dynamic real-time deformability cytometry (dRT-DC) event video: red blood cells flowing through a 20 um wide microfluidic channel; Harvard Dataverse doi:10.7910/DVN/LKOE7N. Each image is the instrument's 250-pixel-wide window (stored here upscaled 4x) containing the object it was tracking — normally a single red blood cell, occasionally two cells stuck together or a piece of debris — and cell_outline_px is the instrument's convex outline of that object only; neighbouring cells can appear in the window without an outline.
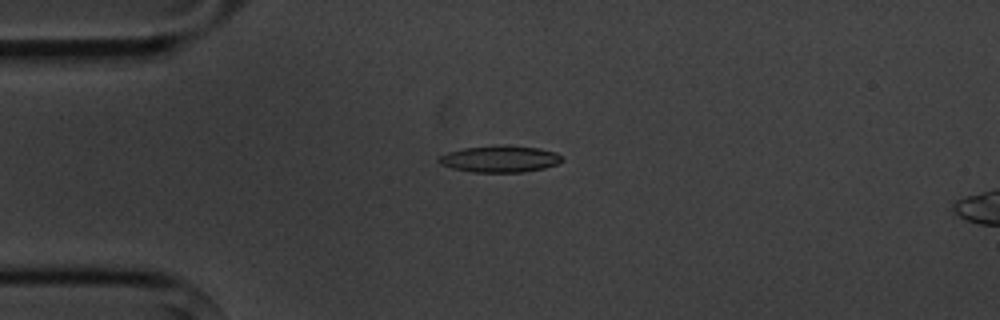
{"species": "common noctule bat (a hibernating species)", "species_latin": "Nyctalus noctula", "temperature_condition": "cold", "stored_images_in_passage": 7, "camera_frame_rate_fps": 3000, "um_per_image_px": 0.085, "animal": {"sex": "male", "body_mass_g": 20.1, "forearm_length_mm": 53.5}, "frame": {"image": 1, "passage_image": 1, "time_ms": 0.0, "image_size_px": [1000, 320], "cell_outline_px": [[564, 160], [556, 164], [544, 168], [524, 172], [472, 172], [452, 168], [440, 164], [436, 160], [440, 156], [448, 152], [464, 148], [540, 148], [556, 152]], "centroid_in_image_um": [42.48, 13.56], "position_along_channel_um": 42.5, "area_um2": 18.15}}
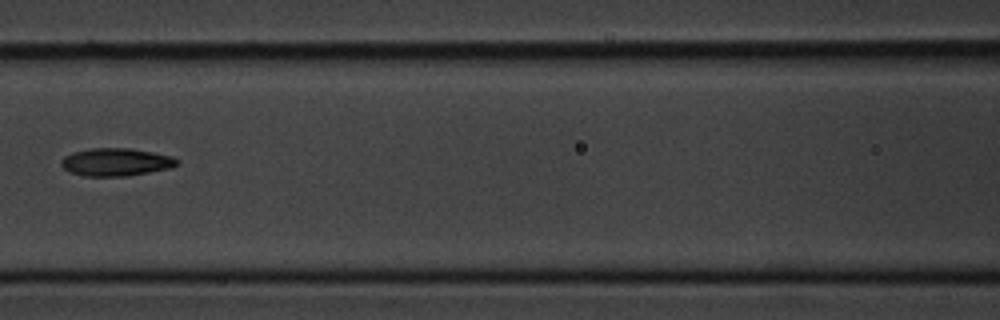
{"frame": {"image": 2, "passage_image": 4, "time_ms": 3.667, "image_size_px": [1000, 320], "cell_outline_px": [[180, 164], [172, 168], [128, 176], [84, 176], [68, 172], [60, 164], [60, 160], [64, 156], [72, 152], [92, 148], [128, 148], [152, 152], [172, 156], [180, 160]], "centroid_in_image_um": [9.87, 13.78], "position_along_channel_um": 156.7, "area_um2": 19.02}}
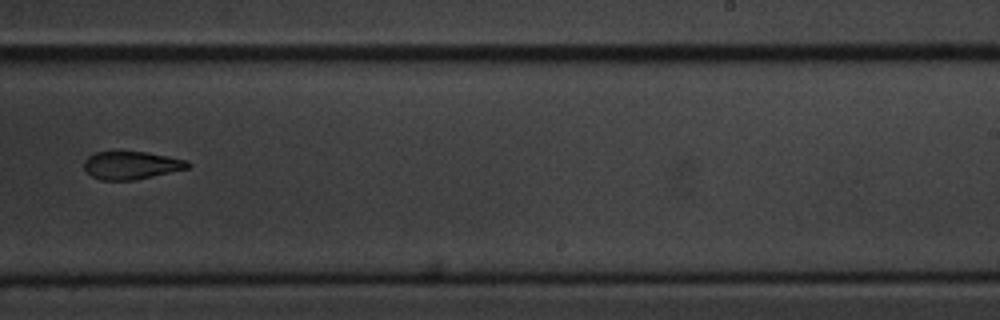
{"frame": {"image": 3, "passage_image": 7, "time_ms": 7.0, "image_size_px": [1000, 320], "cell_outline_px": [[192, 164], [188, 168], [136, 180], [100, 180], [92, 176], [84, 168], [84, 160], [88, 156], [96, 152], [144, 152], [188, 160]], "centroid_in_image_um": [11.16, 14.05], "position_along_channel_um": 277.8, "area_um2": 16.76}}